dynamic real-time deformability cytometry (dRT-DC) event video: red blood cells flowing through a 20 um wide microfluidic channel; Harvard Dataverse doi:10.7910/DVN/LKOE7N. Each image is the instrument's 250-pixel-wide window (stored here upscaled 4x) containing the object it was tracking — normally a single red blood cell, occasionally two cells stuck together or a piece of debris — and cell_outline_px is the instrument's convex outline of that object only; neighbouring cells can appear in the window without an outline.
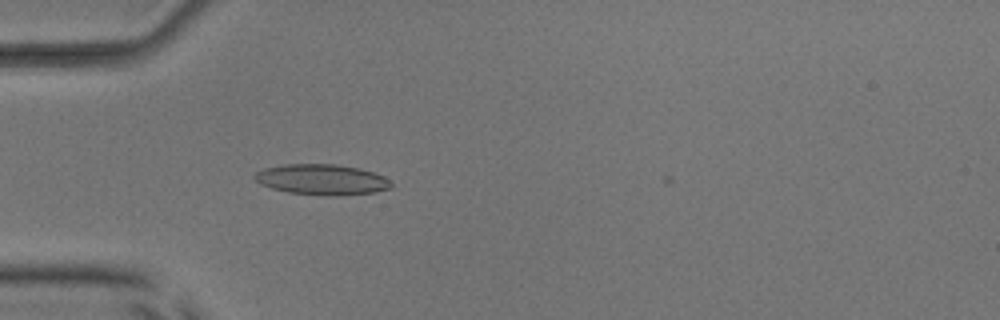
{"species": "common noctule bat (a hibernating species)", "species_latin": "Nyctalus noctula", "temperature_condition": "room temperature", "stored_images_in_passage": 32, "camera_frame_rate_fps": 3000, "um_per_image_px": 0.085, "animal": {"sex": "male", "body_mass_g": 17.9, "forearm_length_mm": 54.2}, "frame": {"image": 1, "passage_image": 1, "time_ms": 0.0, "image_size_px": [1000, 320], "cell_outline_px": [[392, 188], [376, 192], [336, 196], [328, 196], [288, 192], [272, 188], [260, 184], [252, 176], [256, 172], [264, 168], [284, 164], [336, 164], [360, 168], [384, 176], [392, 184]], "centroid_in_image_um": [27.36, 15.26], "position_along_channel_um": 57.6, "area_um2": 24.45}}
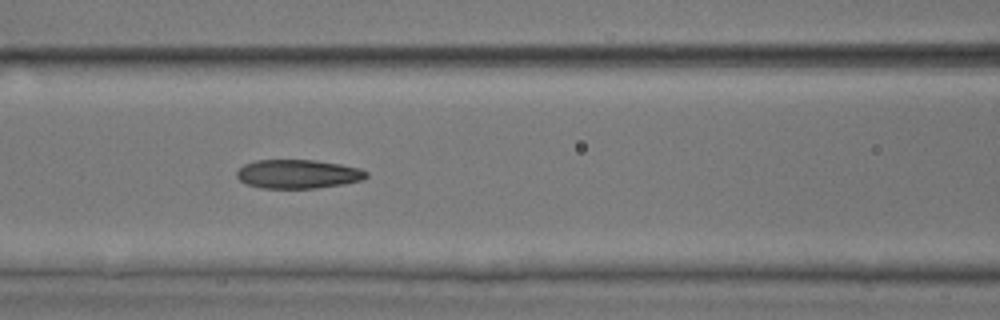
{"frame": {"image": 2, "passage_image": 8, "time_ms": 2.333, "image_size_px": [1000, 320], "cell_outline_px": [[368, 176], [360, 180], [344, 184], [316, 188], [260, 188], [244, 184], [236, 176], [236, 172], [244, 164], [256, 160], [316, 160], [340, 164], [360, 168], [368, 172]], "centroid_in_image_um": [25.31, 14.79], "position_along_channel_um": 141.3, "area_um2": 21.91}}
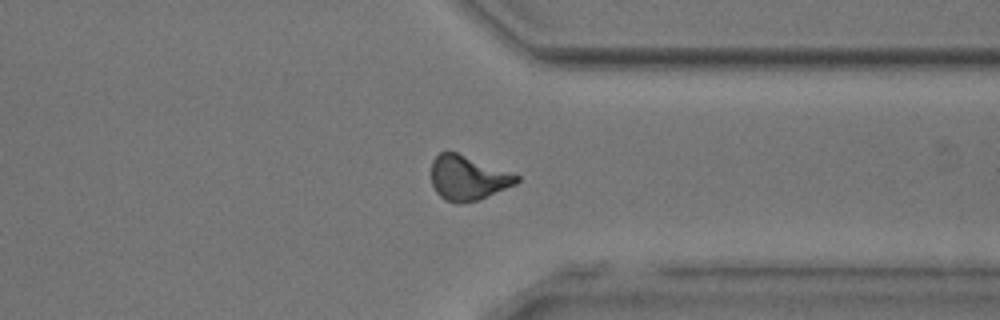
{"frame": {"image": 3, "passage_image": 26, "time_ms": 8.333, "image_size_px": [1000, 320], "cell_outline_px": [[520, 180], [516, 184], [480, 200], [456, 204], [440, 196], [436, 192], [432, 184], [432, 160], [440, 152], [456, 152], [520, 176]], "centroid_in_image_um": [39.77, 15.14], "position_along_channel_um": 371.6, "area_um2": 21.96}}